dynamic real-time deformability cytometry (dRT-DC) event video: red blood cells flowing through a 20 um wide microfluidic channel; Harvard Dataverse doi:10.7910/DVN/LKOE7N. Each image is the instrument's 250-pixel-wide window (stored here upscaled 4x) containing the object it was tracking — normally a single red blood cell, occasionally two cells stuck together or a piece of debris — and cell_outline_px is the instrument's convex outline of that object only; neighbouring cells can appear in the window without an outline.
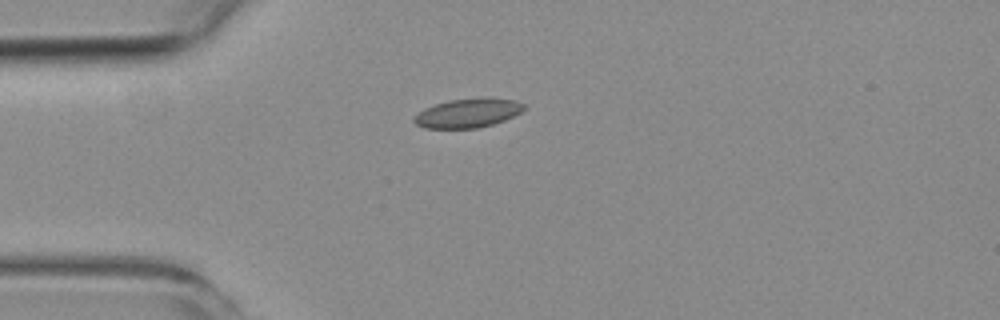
{"species": "common noctule bat (a hibernating species)", "species_latin": "Nyctalus noctula", "temperature_condition": "room temperature", "stored_images_in_passage": 4, "camera_frame_rate_fps": 3000, "um_per_image_px": 0.085, "animal": {"sex": "female", "body_mass_g": 19.3, "forearm_length_mm": 54.1}, "frame": {"image": 1, "passage_image": 1, "time_ms": 0.0, "image_size_px": [1000, 320], "cell_outline_px": [[524, 108], [520, 112], [504, 120], [492, 124], [476, 128], [424, 128], [416, 124], [412, 120], [424, 108], [448, 100], [488, 96], [516, 100], [524, 104]], "centroid_in_image_um": [39.78, 9.58], "position_along_channel_um": 45.2, "area_um2": 18.67}}
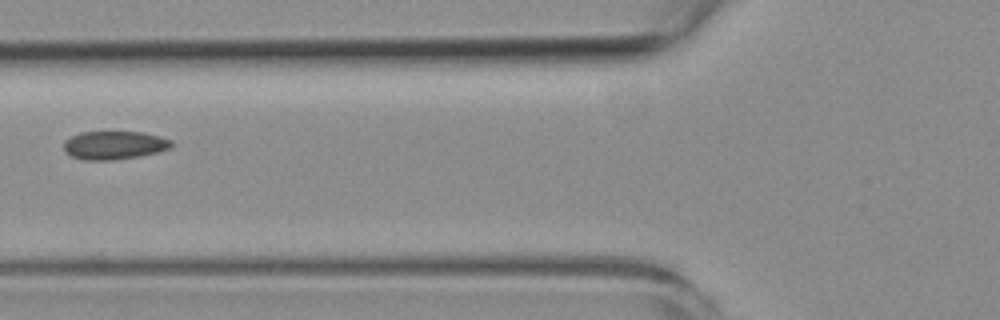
{"frame": {"image": 2, "passage_image": 3, "time_ms": 2.333, "image_size_px": [1000, 320], "cell_outline_px": [[172, 148], [160, 152], [140, 156], [116, 160], [84, 160], [72, 156], [64, 148], [64, 140], [80, 132], [140, 132], [160, 136], [172, 140]], "centroid_in_image_um": [9.75, 12.34], "position_along_channel_um": 116.0, "area_um2": 17.86}}
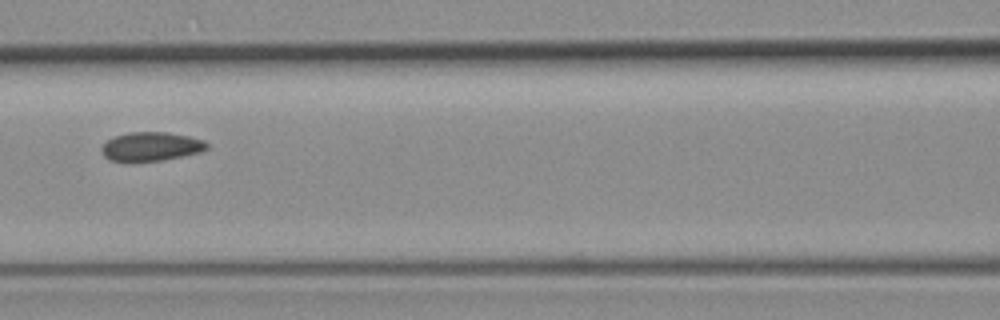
{"frame": {"image": 3, "passage_image": 4, "time_ms": 3.333, "image_size_px": [1000, 320], "cell_outline_px": [[208, 148], [200, 152], [160, 160], [128, 164], [108, 160], [104, 156], [100, 148], [108, 140], [116, 136], [128, 132], [168, 132], [188, 136], [204, 140], [208, 144]], "centroid_in_image_um": [12.78, 12.48], "position_along_channel_um": 153.8, "area_um2": 18.09}}